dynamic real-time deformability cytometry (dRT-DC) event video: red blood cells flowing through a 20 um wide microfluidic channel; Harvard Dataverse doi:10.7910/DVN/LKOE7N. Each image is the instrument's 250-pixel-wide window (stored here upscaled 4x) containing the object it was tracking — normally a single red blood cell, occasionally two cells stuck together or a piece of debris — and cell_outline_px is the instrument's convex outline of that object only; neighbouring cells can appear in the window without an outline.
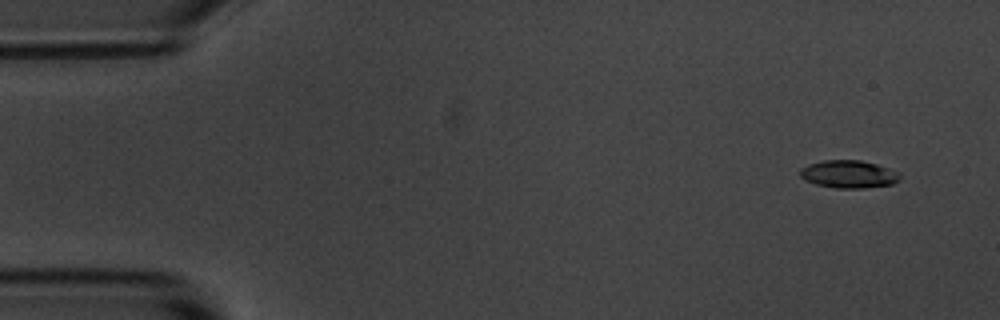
{"species": "common noctule bat (a hibernating species)", "species_latin": "Nyctalus noctula", "temperature_condition": "room temperature", "stored_images_in_passage": 5, "camera_frame_rate_fps": 3000, "um_per_image_px": 0.085, "animal": {"sex": "male", "body_mass_g": 20.1, "forearm_length_mm": 53.5}, "frame": {"image": 1, "passage_image": 1, "time_ms": 0.0, "image_size_px": [1000, 320], "cell_outline_px": [[900, 180], [892, 184], [864, 188], [836, 188], [816, 184], [804, 180], [800, 176], [800, 168], [808, 164], [824, 160], [860, 160], [876, 164], [888, 168], [896, 172], [900, 176]], "centroid_in_image_um": [72.1, 14.8], "position_along_channel_um": 12.9, "area_um2": 16.07}}
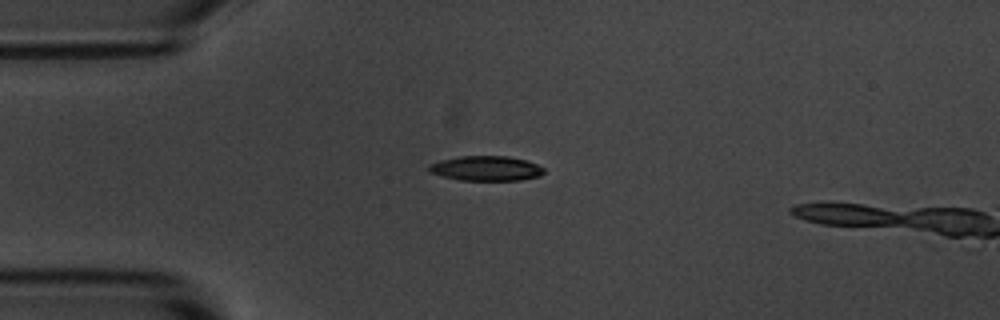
{"frame": {"image": 2, "passage_image": 4, "time_ms": 3.333, "image_size_px": [1000, 320], "cell_outline_px": [[544, 172], [540, 176], [520, 180], [460, 180], [428, 172], [428, 164], [440, 160], [460, 156], [508, 156], [524, 160], [536, 164], [544, 168]], "centroid_in_image_um": [41.29, 14.31], "position_along_channel_um": 43.7, "area_um2": 16.59}}